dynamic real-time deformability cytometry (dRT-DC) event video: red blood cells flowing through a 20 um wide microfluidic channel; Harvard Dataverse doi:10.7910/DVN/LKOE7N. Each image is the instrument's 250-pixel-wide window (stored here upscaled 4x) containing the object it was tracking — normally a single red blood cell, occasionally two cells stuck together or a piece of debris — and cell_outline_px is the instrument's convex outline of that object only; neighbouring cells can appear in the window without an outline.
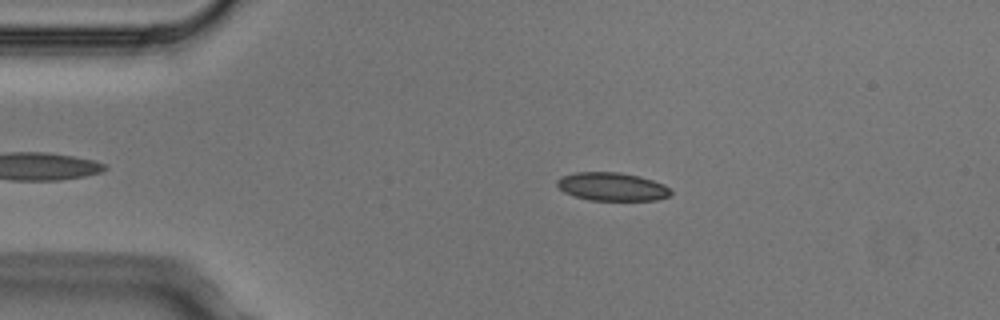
{"species": "Egyptian fruit bat (a non-hibernating species)", "species_latin": "Rousettus aegyptiacus", "temperature_condition": "cold", "stored_images_in_passage": 2, "camera_frame_rate_fps": 3000, "um_per_image_px": 0.085, "animal": {"sex": "male"}, "frame": {"image": 1, "passage_image": 1, "time_ms": 0.0, "image_size_px": [1000, 320], "cell_outline_px": [[672, 192], [668, 196], [656, 200], [588, 200], [564, 192], [556, 184], [556, 180], [560, 176], [576, 172], [620, 172], [640, 176], [664, 184]], "centroid_in_image_um": [52.0, 15.86], "position_along_channel_um": 33.0, "area_um2": 18.73}}